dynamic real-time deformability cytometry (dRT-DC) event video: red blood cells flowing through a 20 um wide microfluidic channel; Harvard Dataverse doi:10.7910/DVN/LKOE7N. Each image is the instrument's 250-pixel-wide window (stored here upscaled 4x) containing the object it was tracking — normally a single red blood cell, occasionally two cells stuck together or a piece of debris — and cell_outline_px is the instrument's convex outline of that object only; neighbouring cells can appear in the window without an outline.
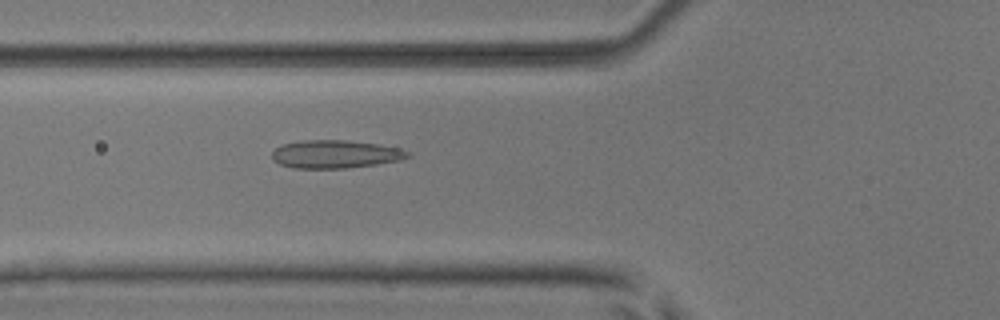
{"species": "common noctule bat (a hibernating species)", "species_latin": "Nyctalus noctula", "temperature_condition": "room temperature", "stored_images_in_passage": 6, "camera_frame_rate_fps": 3000, "um_per_image_px": 0.085, "animal": {"sex": "male", "body_mass_g": 17.9, "forearm_length_mm": 54.2}, "frame": {"image": 1, "passage_image": 6, "time_ms": 1.667, "image_size_px": [1000, 320], "cell_outline_px": [[412, 156], [400, 160], [376, 164], [348, 168], [292, 168], [280, 164], [272, 160], [272, 152], [280, 144], [300, 140], [348, 140], [376, 144], [400, 148], [412, 152]], "centroid_in_image_um": [28.5, 13.1], "position_along_channel_um": 97.3, "area_um2": 22.43}}